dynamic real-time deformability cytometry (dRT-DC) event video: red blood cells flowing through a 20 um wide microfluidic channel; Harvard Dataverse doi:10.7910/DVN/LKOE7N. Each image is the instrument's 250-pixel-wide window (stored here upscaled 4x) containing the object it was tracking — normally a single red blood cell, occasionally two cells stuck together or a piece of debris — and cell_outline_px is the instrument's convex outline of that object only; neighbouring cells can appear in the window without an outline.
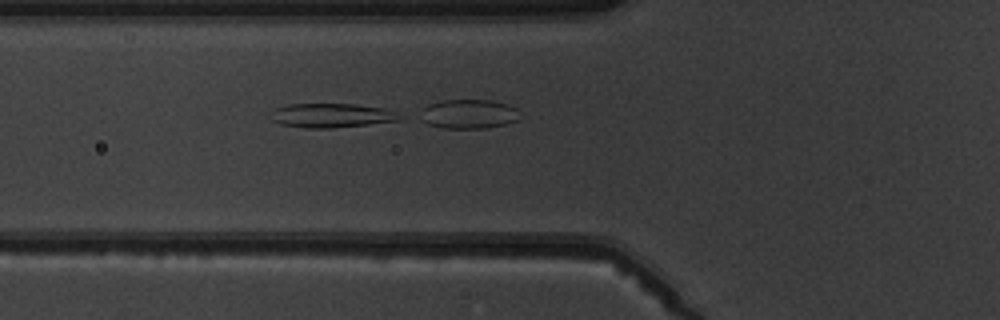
{"species": "common noctule bat (a hibernating species)", "species_latin": "Nyctalus noctula", "temperature_condition": "warm", "stored_images_in_passage": 4, "camera_frame_rate_fps": 3000, "um_per_image_px": 0.085, "animal": {"sex": "male", "body_mass_g": 19.5, "forearm_length_mm": 54.6}, "frame": {"image": 1, "passage_image": 4, "time_ms": 4.333, "image_size_px": [1000, 320], "cell_outline_px": [[404, 116], [396, 120], [332, 128], [308, 128], [280, 124], [272, 120], [268, 116], [272, 108], [288, 104], [356, 104], [384, 108], [396, 112]], "centroid_in_image_um": [28.08, 9.8], "position_along_channel_um": 97.7, "area_um2": 18.15}}